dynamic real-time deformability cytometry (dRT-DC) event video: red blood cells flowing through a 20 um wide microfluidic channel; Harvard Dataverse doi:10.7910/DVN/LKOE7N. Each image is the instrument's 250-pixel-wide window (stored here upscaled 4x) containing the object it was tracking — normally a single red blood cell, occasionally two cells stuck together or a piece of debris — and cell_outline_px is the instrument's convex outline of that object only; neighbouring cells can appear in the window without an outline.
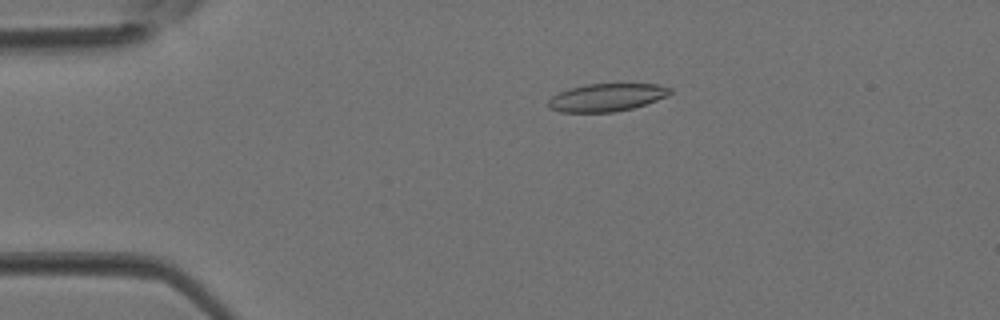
{"species": "Egyptian fruit bat (a non-hibernating species)", "species_latin": "Rousettus aegyptiacus", "temperature_condition": "room temperature", "stored_images_in_passage": 4, "camera_frame_rate_fps": 3000, "um_per_image_px": 0.085, "animal": {"sex": "female"}, "frame": {"image": 1, "passage_image": 2, "time_ms": 0.333, "image_size_px": [1000, 320], "cell_outline_px": [[672, 92], [668, 96], [632, 108], [612, 112], [560, 112], [552, 108], [548, 104], [548, 100], [552, 96], [568, 88], [588, 84], [660, 84], [672, 88]], "centroid_in_image_um": [51.59, 8.27], "position_along_channel_um": 33.4, "area_um2": 19.59}}
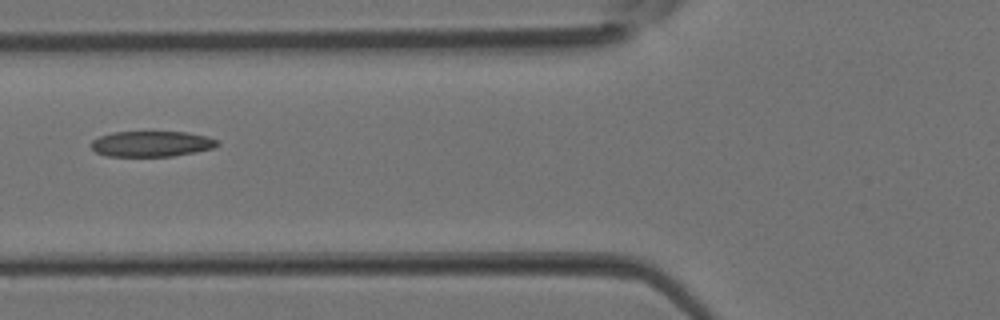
{"frame": {"image": 2, "passage_image": 4, "time_ms": 1.0, "image_size_px": [1000, 320], "cell_outline_px": [[220, 144], [212, 148], [196, 152], [172, 156], [104, 156], [96, 152], [92, 148], [92, 140], [100, 136], [112, 132], [188, 132], [208, 136], [220, 140]], "centroid_in_image_um": [12.92, 12.22], "position_along_channel_um": 112.9, "area_um2": 18.96}}